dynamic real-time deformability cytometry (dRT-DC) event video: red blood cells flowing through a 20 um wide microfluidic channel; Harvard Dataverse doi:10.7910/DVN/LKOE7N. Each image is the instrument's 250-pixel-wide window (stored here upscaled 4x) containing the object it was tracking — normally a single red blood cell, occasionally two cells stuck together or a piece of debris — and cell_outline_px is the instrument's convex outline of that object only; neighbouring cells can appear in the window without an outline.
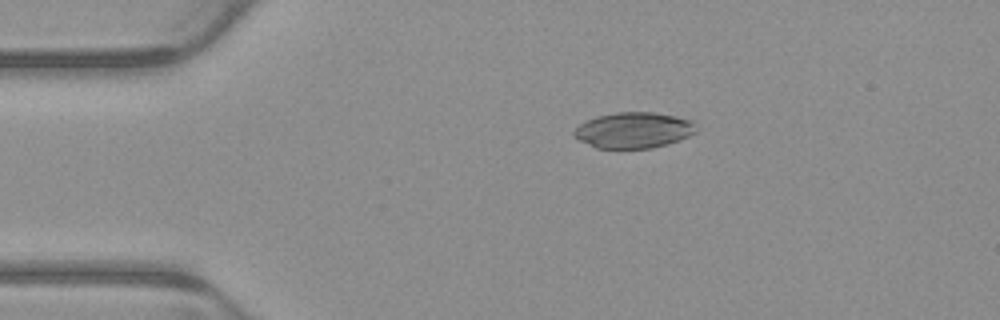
{"species": "common noctule bat (a hibernating species)", "species_latin": "Nyctalus noctula", "temperature_condition": "warm", "stored_images_in_passage": 3, "camera_frame_rate_fps": 3000, "um_per_image_px": 0.085, "animal": {"sex": "male", "body_mass_g": 23.1, "forearm_length_mm": 52.7}, "frame": {"image": 1, "passage_image": 1, "time_ms": 0.0, "image_size_px": [1000, 320], "cell_outline_px": [[696, 132], [680, 140], [668, 144], [652, 148], [596, 148], [572, 136], [572, 132], [580, 124], [596, 116], [616, 112], [652, 112], [676, 116], [692, 120]], "centroid_in_image_um": [53.85, 11.06], "position_along_channel_um": 31.2, "area_um2": 25.49}}
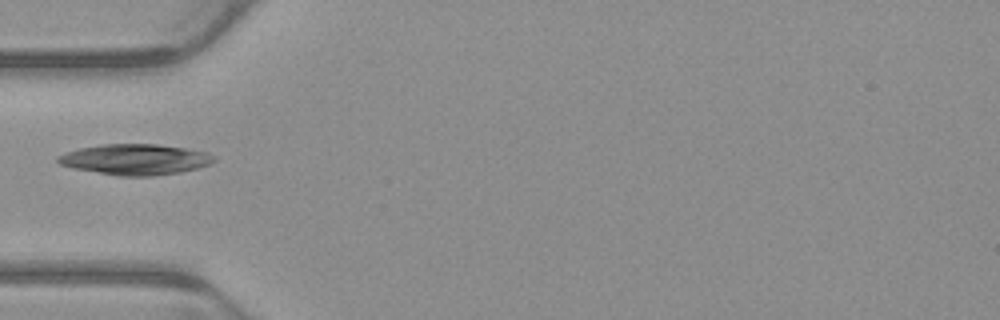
{"frame": {"image": 2, "passage_image": 3, "time_ms": 0.667, "image_size_px": [1000, 320], "cell_outline_px": [[216, 160], [212, 164], [180, 172], [152, 176], [120, 176], [72, 168], [60, 164], [56, 160], [56, 156], [64, 152], [80, 148], [100, 144], [156, 144], [184, 148], [208, 152], [216, 156]], "centroid_in_image_um": [11.49, 13.55], "position_along_channel_um": 73.5, "area_um2": 28.09}}